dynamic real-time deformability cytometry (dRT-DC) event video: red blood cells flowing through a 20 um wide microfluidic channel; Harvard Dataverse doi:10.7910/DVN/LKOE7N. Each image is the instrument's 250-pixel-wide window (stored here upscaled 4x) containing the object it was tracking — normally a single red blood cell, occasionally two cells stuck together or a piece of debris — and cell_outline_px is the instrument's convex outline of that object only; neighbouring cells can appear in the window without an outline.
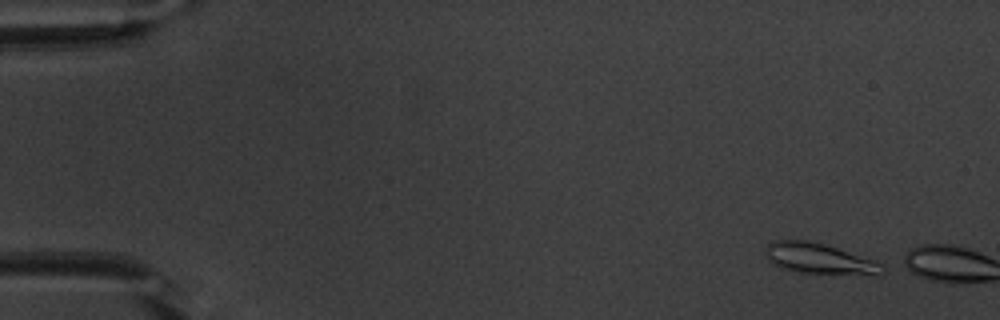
{"species": "common noctule bat (a hibernating species)", "species_latin": "Nyctalus noctula", "temperature_condition": "warm", "stored_images_in_passage": 4, "camera_frame_rate_fps": 3000, "um_per_image_px": 0.085, "animal": {"sex": "male", "body_mass_g": 20.1, "forearm_length_mm": 53.5}, "frame": {"image": 1, "passage_image": 1, "time_ms": 0.0, "image_size_px": [1000, 320], "cell_outline_px": [[884, 276], [868, 276], [800, 272], [780, 268], [772, 264], [768, 260], [764, 252], [768, 244], [772, 240], [808, 240], [824, 244], [872, 260], [880, 264], [884, 268]], "centroid_in_image_um": [69.64, 22.01], "position_along_channel_um": 15.4, "area_um2": 21.1}}